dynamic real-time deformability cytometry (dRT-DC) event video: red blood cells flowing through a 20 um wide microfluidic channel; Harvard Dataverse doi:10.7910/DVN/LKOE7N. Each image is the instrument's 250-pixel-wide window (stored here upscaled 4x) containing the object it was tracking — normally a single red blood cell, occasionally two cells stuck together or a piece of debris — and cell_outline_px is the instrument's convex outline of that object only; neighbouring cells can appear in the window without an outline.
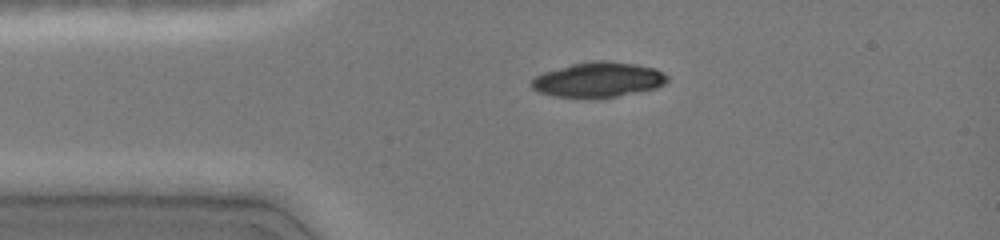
{"species": "common noctule bat (a hibernating species)", "species_latin": "Nyctalus noctula", "temperature_condition": "cold", "stored_images_in_passage": 38, "camera_frame_rate_fps": 3000, "um_per_image_px": 0.085, "animal": {"sex": "female", "body_mass_g": 19.0, "forearm_length_mm": 51.5}, "frame": {"image": 1, "passage_image": 1, "time_ms": 0.0, "image_size_px": [1000, 240], "cell_outline_px": [[668, 80], [664, 84], [656, 88], [616, 96], [552, 96], [540, 92], [532, 88], [532, 80], [536, 76], [544, 72], [572, 64], [592, 60], [604, 60], [636, 64], [656, 68], [664, 72], [668, 76]], "centroid_in_image_um": [50.9, 6.74], "position_along_channel_um": 34.1, "area_um2": 27.17}}
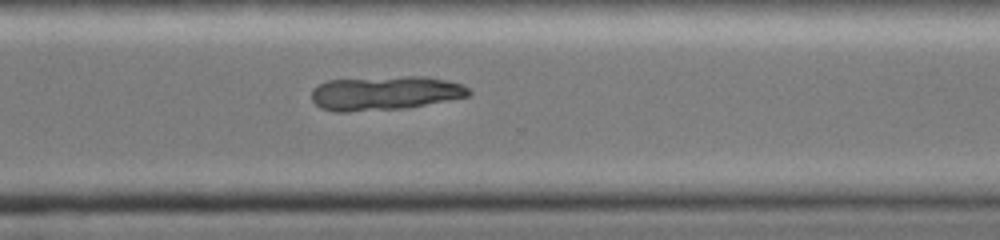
{"frame": {"image": 2, "passage_image": 25, "time_ms": 8.0, "image_size_px": [1000, 240], "cell_outline_px": [[472, 92], [468, 96], [408, 108], [348, 112], [332, 112], [320, 108], [312, 100], [312, 88], [328, 80], [404, 76], [424, 76], [448, 80], [460, 84], [468, 88]], "centroid_in_image_um": [32.7, 7.92], "position_along_channel_um": 337.9, "area_um2": 31.39}}
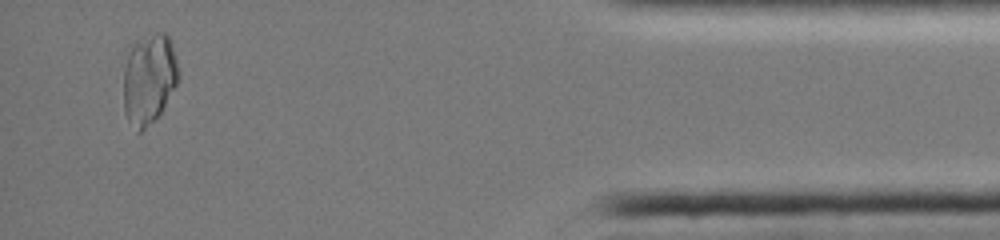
{"frame": {"image": 3, "passage_image": 35, "time_ms": 11.333, "image_size_px": [1000, 240], "cell_outline_px": [[180, 72], [176, 84], [160, 112], [140, 132], [128, 120], [124, 112], [124, 48], [132, 40], [156, 32], [164, 32], [168, 36], [172, 44]], "centroid_in_image_um": [12.62, 6.57], "position_along_channel_um": 422.6, "area_um2": 29.36}}